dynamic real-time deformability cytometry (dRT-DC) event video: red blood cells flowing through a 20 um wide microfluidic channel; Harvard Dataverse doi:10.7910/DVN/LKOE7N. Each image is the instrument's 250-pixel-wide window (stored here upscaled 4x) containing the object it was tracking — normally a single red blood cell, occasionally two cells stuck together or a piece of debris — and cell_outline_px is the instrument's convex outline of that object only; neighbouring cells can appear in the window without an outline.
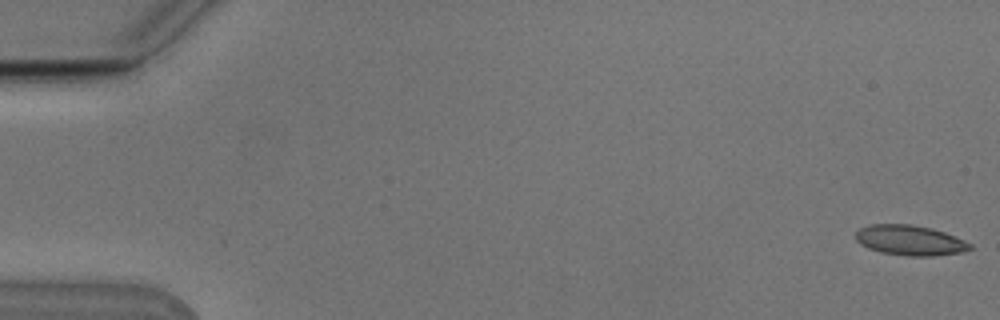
{"species": "Egyptian fruit bat (a non-hibernating species)", "species_latin": "Rousettus aegyptiacus", "temperature_condition": "cold", "stored_images_in_passage": 35, "camera_frame_rate_fps": 3000, "um_per_image_px": 0.085, "animal": {"sex": "male"}, "frame": {"image": 1, "passage_image": 1, "time_ms": 0.0, "image_size_px": [1000, 320], "cell_outline_px": [[972, 248], [960, 252], [932, 256], [908, 256], [880, 252], [868, 248], [860, 244], [856, 240], [856, 232], [860, 228], [868, 224], [912, 224], [932, 228], [944, 232], [964, 240], [972, 244]], "centroid_in_image_um": [77.32, 20.42], "position_along_channel_um": 7.7, "area_um2": 20.11}}
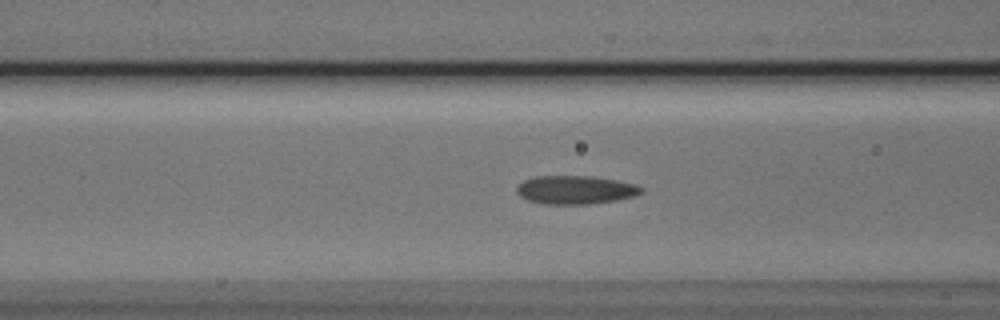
{"frame": {"image": 2, "passage_image": 22, "time_ms": 7.0, "image_size_px": [1000, 320], "cell_outline_px": [[644, 192], [636, 196], [616, 200], [588, 204], [544, 204], [528, 200], [520, 196], [516, 192], [516, 188], [524, 180], [536, 176], [592, 176], [616, 180], [636, 184], [644, 188]], "centroid_in_image_um": [48.95, 16.14], "position_along_channel_um": 117.7, "area_um2": 20.75}}
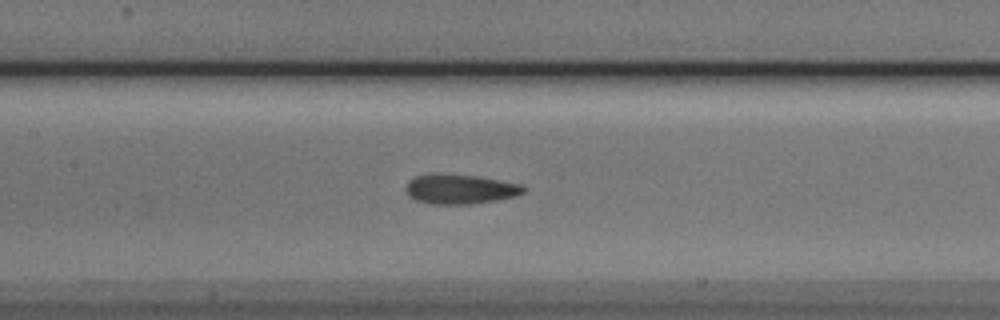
{"frame": {"image": 3, "passage_image": 26, "time_ms": 8.333, "image_size_px": [1000, 320], "cell_outline_px": [[528, 188], [524, 192], [516, 196], [496, 200], [472, 204], [432, 204], [416, 200], [408, 196], [408, 180], [416, 176], [476, 176], [500, 180], [520, 184]], "centroid_in_image_um": [39.19, 16.12], "position_along_channel_um": 168.2, "area_um2": 19.59}}